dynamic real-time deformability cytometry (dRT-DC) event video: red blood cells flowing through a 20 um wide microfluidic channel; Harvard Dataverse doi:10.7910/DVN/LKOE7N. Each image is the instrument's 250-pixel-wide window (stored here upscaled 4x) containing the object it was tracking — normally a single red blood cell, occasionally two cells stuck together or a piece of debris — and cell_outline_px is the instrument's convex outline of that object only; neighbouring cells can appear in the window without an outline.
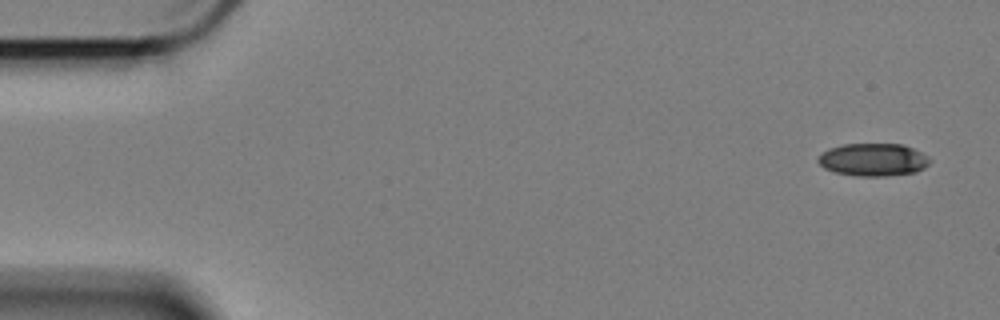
{"species": "Egyptian fruit bat (a non-hibernating species)", "species_latin": "Rousettus aegyptiacus", "temperature_condition": "cold", "stored_images_in_passage": 57, "camera_frame_rate_fps": 3000, "um_per_image_px": 0.085, "animal": {"sex": "female"}, "frame": {"image": 1, "passage_image": 1, "time_ms": 0.0, "image_size_px": [1000, 320], "cell_outline_px": [[932, 160], [924, 168], [916, 172], [888, 176], [856, 176], [836, 172], [824, 168], [816, 160], [828, 148], [844, 144], [904, 144], [920, 152]], "centroid_in_image_um": [74.23, 13.58], "position_along_channel_um": 10.8, "area_um2": 21.27}}
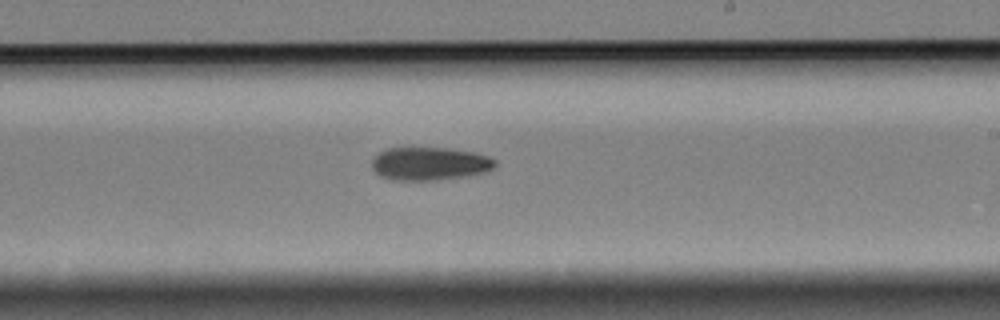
{"frame": {"image": 2, "passage_image": 33, "time_ms": 10.667, "image_size_px": [1000, 320], "cell_outline_px": [[496, 164], [492, 168], [484, 172], [468, 176], [436, 180], [392, 180], [380, 176], [372, 168], [372, 160], [380, 152], [388, 148], [448, 148], [472, 152], [488, 156], [496, 160]], "centroid_in_image_um": [36.52, 13.92], "position_along_channel_um": 252.5, "area_um2": 23.7}}
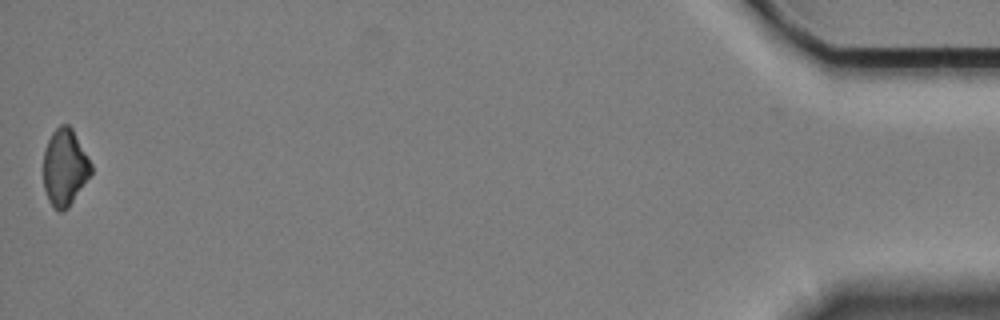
{"frame": {"image": 3, "passage_image": 57, "time_ms": 18.667, "image_size_px": [1000, 320], "cell_outline_px": [[92, 172], [68, 208], [60, 212], [52, 208], [48, 200], [44, 188], [44, 152], [48, 140], [52, 132], [60, 124], [68, 124], [72, 128], [92, 164]], "centroid_in_image_um": [5.5, 14.24], "position_along_channel_um": 429.7, "area_um2": 21.27}, "authors_computed_cell_mechanics": {"area_um2": 23.1778, "velocity_mm_per_s": 3.3695, "shape_relaxation_time_tau1_ms": 4.6789, "shape_relaxation_time_tau2_ms": null, "deformation_change_tau1": 0.1108, "deformation_change_tau2": null}}